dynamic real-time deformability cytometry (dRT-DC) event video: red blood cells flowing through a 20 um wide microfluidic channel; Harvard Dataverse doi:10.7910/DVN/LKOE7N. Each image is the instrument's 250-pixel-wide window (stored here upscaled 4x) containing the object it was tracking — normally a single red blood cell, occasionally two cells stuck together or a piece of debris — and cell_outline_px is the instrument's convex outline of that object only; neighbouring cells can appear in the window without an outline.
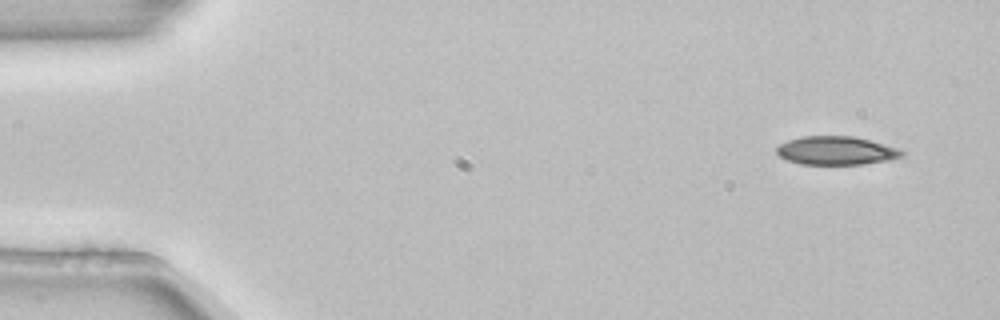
{"species": "common noctule bat (a hibernating species)", "species_latin": "Nyctalus noctula", "temperature_condition": "room temperature", "stored_images_in_passage": 4, "camera_frame_rate_fps": 3000, "um_per_image_px": 0.085, "animal": {"sex": "female", "body_mass_g": 22.7, "forearm_length_mm": 54.2}, "frame": {"image": 1, "passage_image": 1, "time_ms": 0.0, "image_size_px": [1000, 320], "cell_outline_px": [[904, 156], [888, 160], [864, 164], [800, 164], [788, 160], [780, 156], [776, 152], [776, 148], [780, 144], [788, 140], [804, 136], [852, 136], [900, 148], [904, 152]], "centroid_in_image_um": [71.09, 12.8], "position_along_channel_um": 13.9, "area_um2": 20.69}}
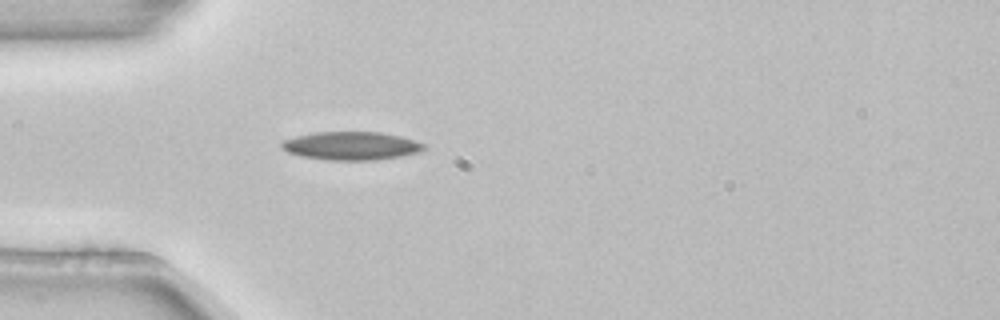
{"frame": {"image": 2, "passage_image": 4, "time_ms": 1.0, "image_size_px": [1000, 320], "cell_outline_px": [[428, 148], [416, 152], [400, 156], [372, 160], [328, 160], [300, 156], [288, 152], [280, 144], [284, 140], [296, 136], [312, 132], [380, 132], [400, 136], [428, 144]], "centroid_in_image_um": [29.87, 12.39], "position_along_channel_um": 55.1, "area_um2": 23.41}}